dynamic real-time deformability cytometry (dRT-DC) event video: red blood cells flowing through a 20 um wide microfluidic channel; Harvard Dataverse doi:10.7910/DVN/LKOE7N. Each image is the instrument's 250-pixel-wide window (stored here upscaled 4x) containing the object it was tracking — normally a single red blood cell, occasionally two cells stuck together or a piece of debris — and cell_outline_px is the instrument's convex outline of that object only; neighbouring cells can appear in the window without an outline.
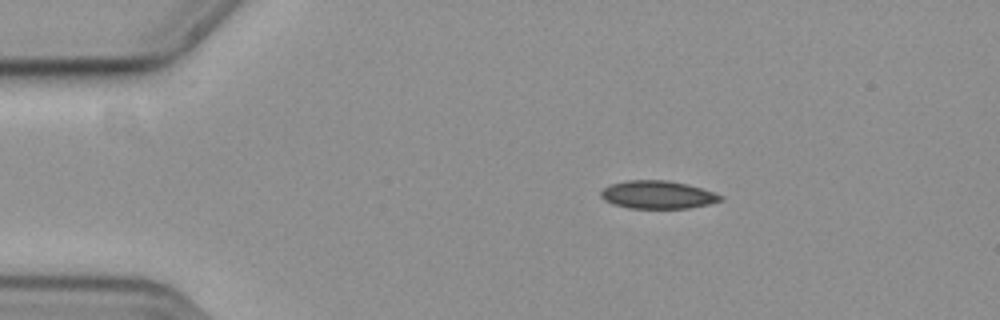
{"species": "common noctule bat (a hibernating species)", "species_latin": "Nyctalus noctula", "temperature_condition": "cold", "stored_images_in_passage": 47, "camera_frame_rate_fps": 3000, "um_per_image_px": 0.085, "animal": {"sex": "female", "body_mass_g": 19.3, "forearm_length_mm": 54.1}, "frame": {"image": 1, "passage_image": 1, "time_ms": 0.0, "image_size_px": [1000, 320], "cell_outline_px": [[724, 200], [708, 204], [688, 208], [628, 208], [612, 204], [604, 200], [600, 196], [600, 192], [604, 188], [612, 184], [628, 180], [664, 180], [688, 184], [724, 196]], "centroid_in_image_um": [55.89, 16.56], "position_along_channel_um": 29.1, "area_um2": 19.42}}
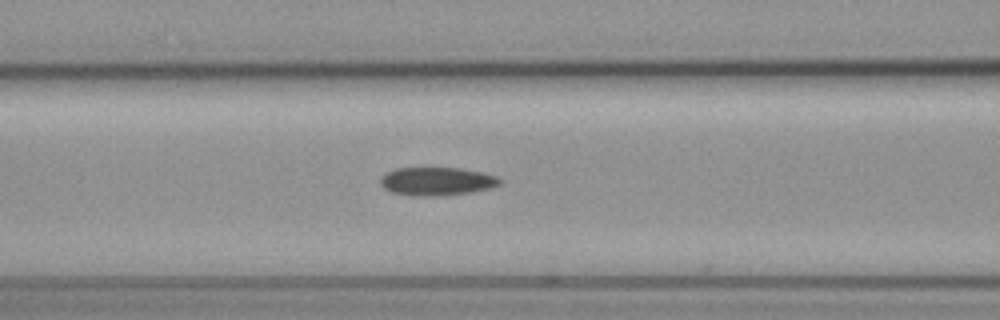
{"frame": {"image": 2, "passage_image": 14, "time_ms": 4.333, "image_size_px": [1000, 320], "cell_outline_px": [[504, 180], [500, 184], [488, 188], [472, 192], [436, 196], [412, 196], [392, 192], [384, 188], [380, 184], [380, 176], [384, 172], [396, 168], [460, 168], [500, 176]], "centroid_in_image_um": [37.11, 15.41], "position_along_channel_um": 129.5, "area_um2": 19.88}}
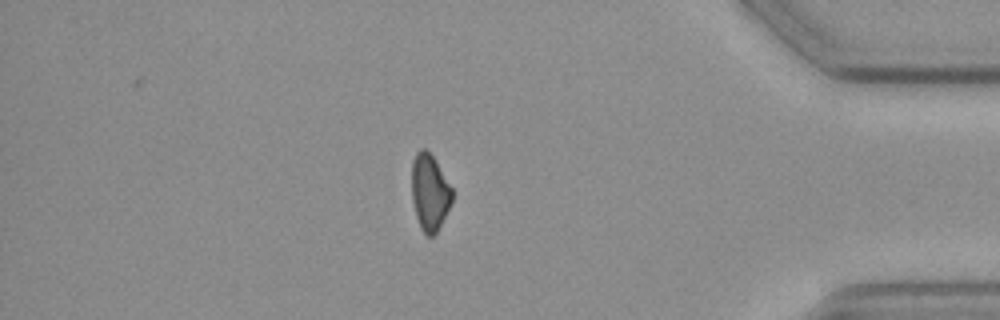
{"frame": {"image": 3, "passage_image": 39, "time_ms": 12.667, "image_size_px": [1000, 320], "cell_outline_px": [[452, 200], [436, 232], [432, 236], [428, 236], [420, 228], [416, 216], [412, 200], [412, 160], [416, 152], [420, 148], [424, 148], [436, 160], [452, 188]], "centroid_in_image_um": [36.5, 16.31], "position_along_channel_um": 398.7, "area_um2": 17.8}, "authors_computed_cell_mechanics": {"area_um2": 19.7676, "velocity_mm_per_s": 3.6804, "shape_relaxation_time_tau1_ms": 9.6797, "shape_relaxation_time_tau2_ms": null, "deformation_change_tau1": 0.1383, "deformation_change_tau2": null}}